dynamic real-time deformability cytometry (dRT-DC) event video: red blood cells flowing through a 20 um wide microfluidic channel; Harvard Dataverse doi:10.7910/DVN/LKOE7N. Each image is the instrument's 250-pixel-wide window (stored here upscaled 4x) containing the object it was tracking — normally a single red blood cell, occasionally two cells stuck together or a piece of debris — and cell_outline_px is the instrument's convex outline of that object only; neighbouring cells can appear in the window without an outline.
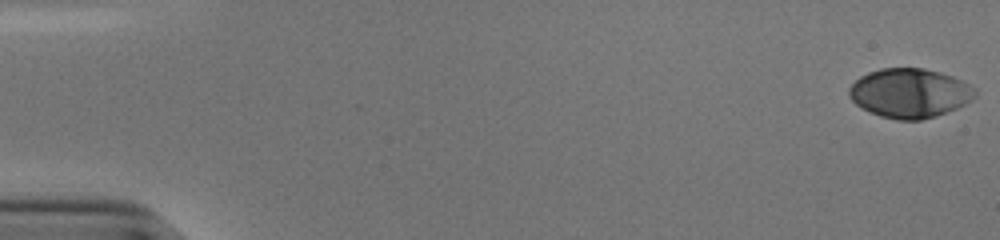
{"species": "human", "species_latin": "Homo sapiens", "temperature_condition": "cold", "stored_images_in_passage": 54, "camera_frame_rate_fps": 3000, "um_per_image_px": 0.085, "donor": {"sex": "male"}, "frame": {"image": 1, "passage_image": 1, "time_ms": 0.0, "image_size_px": [1000, 240], "cell_outline_px": [[976, 96], [972, 100], [956, 108], [936, 116], [920, 120], [896, 120], [880, 116], [860, 108], [848, 96], [848, 88], [860, 76], [868, 72], [880, 68], [924, 68], [940, 72], [964, 80], [976, 88]], "centroid_in_image_um": [77.33, 7.91], "position_along_channel_um": 7.7, "area_um2": 36.53}}
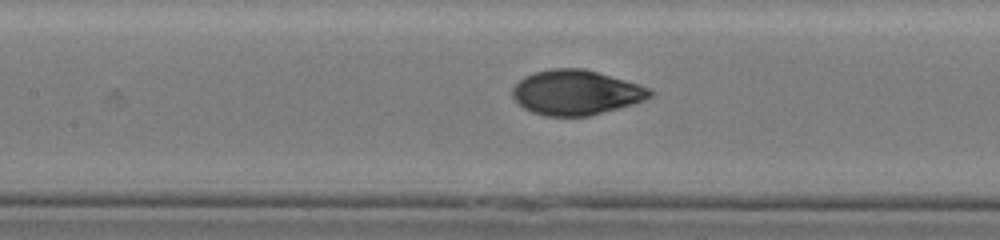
{"frame": {"image": 2, "passage_image": 26, "time_ms": 8.333, "image_size_px": [1000, 240], "cell_outline_px": [[656, 92], [652, 96], [644, 100], [632, 104], [588, 116], [544, 116], [532, 112], [524, 108], [512, 96], [512, 88], [524, 76], [532, 72], [552, 68], [584, 68], [640, 84], [652, 88]], "centroid_in_image_um": [48.98, 7.85], "position_along_channel_um": 158.4, "area_um2": 36.13}}
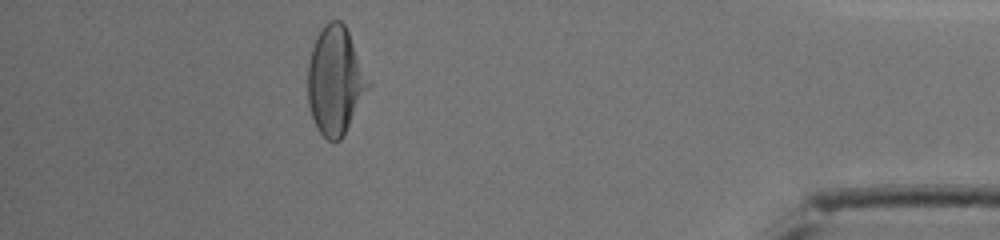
{"frame": {"image": 3, "passage_image": 49, "time_ms": 16.0, "image_size_px": [1000, 240], "cell_outline_px": [[372, 84], [340, 140], [328, 140], [316, 128], [308, 104], [308, 64], [312, 48], [316, 36], [324, 24], [332, 20], [340, 20], [344, 24], [348, 32]], "centroid_in_image_um": [28.5, 6.84], "position_along_channel_um": 406.7, "area_um2": 37.86}, "authors_computed_cell_mechanics": {"area_um2": 36.5007, "velocity_mm_per_s": 3.828, "shape_relaxation_time_tau1_ms": 4.5527, "shape_relaxation_time_tau2_ms": 0.8091, "deformation_change_tau1": 0.2019, "deformation_change_tau2": 0.0398}}